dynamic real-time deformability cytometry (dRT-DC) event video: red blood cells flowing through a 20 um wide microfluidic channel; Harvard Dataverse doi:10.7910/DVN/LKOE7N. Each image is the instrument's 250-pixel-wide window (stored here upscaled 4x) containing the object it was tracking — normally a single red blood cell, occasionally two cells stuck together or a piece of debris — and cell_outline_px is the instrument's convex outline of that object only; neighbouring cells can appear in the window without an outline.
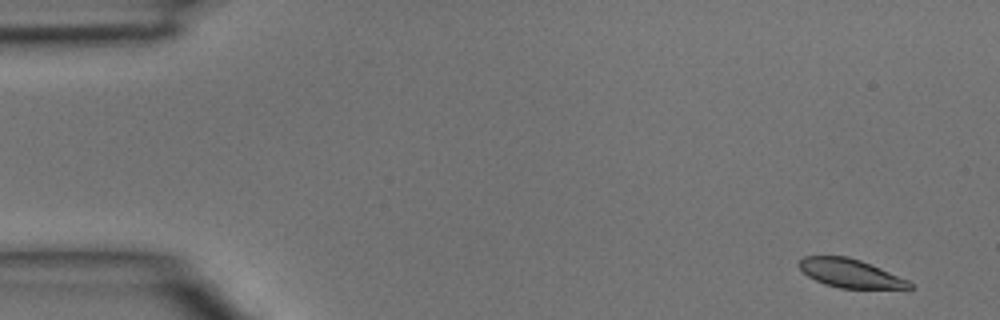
{"species": "common noctule bat (a hibernating species)", "species_latin": "Nyctalus noctula", "temperature_condition": "room temperature", "stored_images_in_passage": 4, "segment_of_instrument_passage": [2, 2], "camera_frame_rate_fps": 3000, "um_per_image_px": 0.085, "animal": {"sex": "male", "body_mass_g": 15.6}, "frame": {"image": 1, "passage_image": 4, "time_ms": 1.0, "image_size_px": [1000, 320], "cell_outline_px": [[916, 288], [908, 292], [840, 288], [824, 284], [808, 276], [796, 264], [804, 256], [848, 256], [860, 260], [880, 268], [908, 280]], "centroid_in_image_um": [72.43, 23.3], "position_along_channel_um": 12.6, "area_um2": 19.31}}